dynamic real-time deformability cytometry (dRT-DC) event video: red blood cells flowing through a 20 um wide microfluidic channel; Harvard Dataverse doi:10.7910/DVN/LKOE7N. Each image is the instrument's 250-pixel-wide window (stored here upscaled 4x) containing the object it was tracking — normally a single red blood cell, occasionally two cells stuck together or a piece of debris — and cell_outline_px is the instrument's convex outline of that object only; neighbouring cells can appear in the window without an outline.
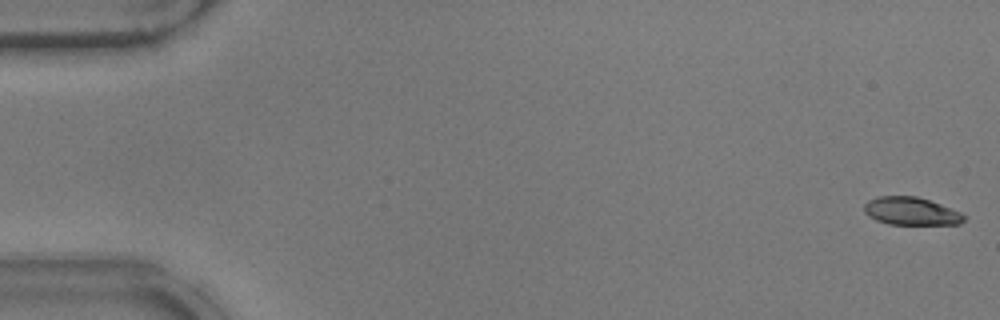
{"species": "common noctule bat (a hibernating species)", "species_latin": "Nyctalus noctula", "temperature_condition": "warm", "stored_images_in_passage": 52, "camera_frame_rate_fps": 3000, "um_per_image_px": 0.085, "animal": {"sex": "male", "body_mass_g": 17.9}, "frame": {"image": 1, "passage_image": 1, "time_ms": 0.0, "image_size_px": [1000, 320], "cell_outline_px": [[964, 220], [960, 224], [888, 224], [876, 220], [868, 216], [864, 212], [864, 204], [868, 200], [876, 196], [916, 196], [940, 204], [960, 212], [964, 216]], "centroid_in_image_um": [77.39, 17.94], "position_along_channel_um": 7.6, "area_um2": 16.13}}
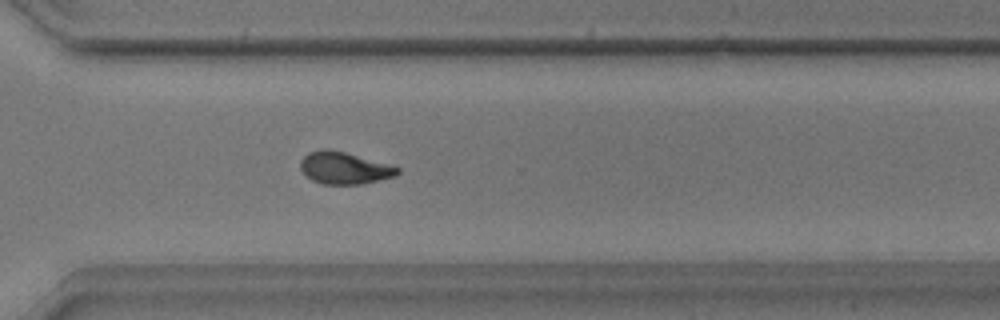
{"frame": {"image": 2, "passage_image": 38, "time_ms": 12.333, "image_size_px": [1000, 320], "cell_outline_px": [[400, 172], [392, 176], [360, 184], [320, 184], [312, 180], [300, 168], [300, 160], [308, 152], [324, 148], [344, 152], [400, 168]], "centroid_in_image_um": [29.19, 14.28], "position_along_channel_um": 341.4, "area_um2": 17.69}}
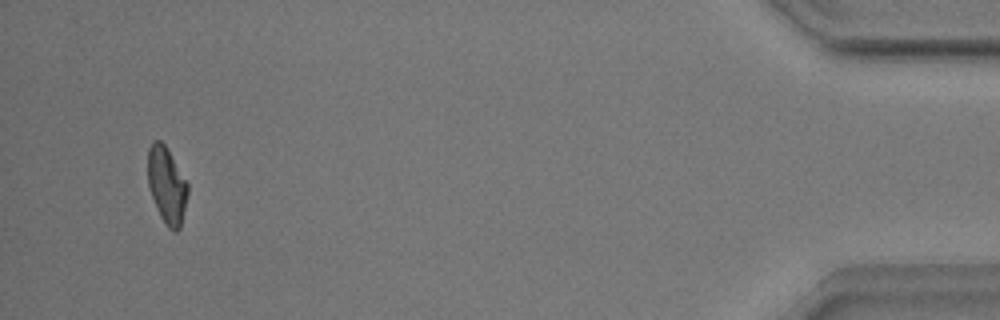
{"frame": {"image": 3, "passage_image": 50, "time_ms": 16.333, "image_size_px": [1000, 320], "cell_outline_px": [[188, 192], [180, 228], [176, 232], [168, 228], [160, 216], [156, 208], [148, 184], [148, 148], [152, 140], [160, 140], [164, 144], [188, 184]], "centroid_in_image_um": [14.16, 15.75], "position_along_channel_um": 421.0, "area_um2": 17.57}, "authors_computed_cell_mechanics": {"area_um2": 18.0047, "velocity_mm_per_s": 3.8878, "shape_relaxation_time_tau1_ms": 3.8398, "shape_relaxation_time_tau2_ms": 3.9191, "deformation_change_tau1": 0.146, "deformation_change_tau2": 0.1065}}